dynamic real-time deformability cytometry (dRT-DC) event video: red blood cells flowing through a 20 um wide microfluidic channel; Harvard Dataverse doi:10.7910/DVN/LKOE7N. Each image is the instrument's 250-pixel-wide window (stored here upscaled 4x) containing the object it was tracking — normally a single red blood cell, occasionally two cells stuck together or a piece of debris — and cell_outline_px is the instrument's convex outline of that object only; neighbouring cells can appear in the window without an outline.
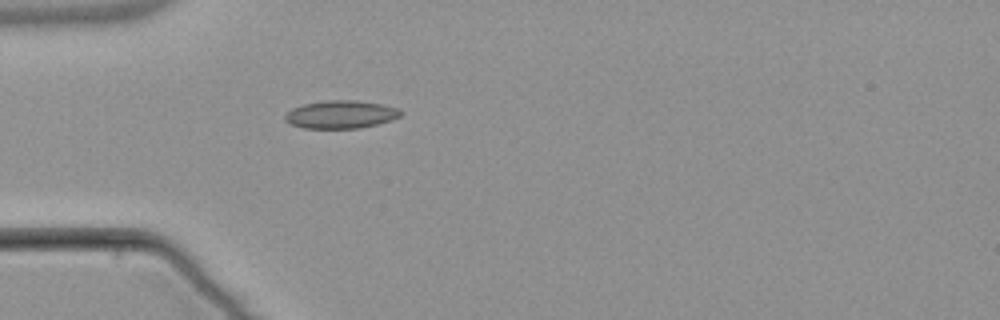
{"species": "common noctule bat (a hibernating species)", "species_latin": "Nyctalus noctula", "temperature_condition": "warm", "stored_images_in_passage": 1, "camera_frame_rate_fps": 3000, "um_per_image_px": 0.085, "animal": {"sex": "male", "body_mass_g": 21.5, "forearm_length_mm": 52.0}, "frame": {"image": 1, "passage_image": 1, "time_ms": 0.0, "image_size_px": [1000, 320], "cell_outline_px": [[404, 112], [400, 116], [392, 120], [360, 128], [304, 128], [292, 124], [284, 120], [284, 116], [292, 108], [304, 104], [324, 100], [356, 100], [380, 104], [396, 108]], "centroid_in_image_um": [28.96, 9.72], "position_along_channel_um": 56.0, "area_um2": 18.73}}